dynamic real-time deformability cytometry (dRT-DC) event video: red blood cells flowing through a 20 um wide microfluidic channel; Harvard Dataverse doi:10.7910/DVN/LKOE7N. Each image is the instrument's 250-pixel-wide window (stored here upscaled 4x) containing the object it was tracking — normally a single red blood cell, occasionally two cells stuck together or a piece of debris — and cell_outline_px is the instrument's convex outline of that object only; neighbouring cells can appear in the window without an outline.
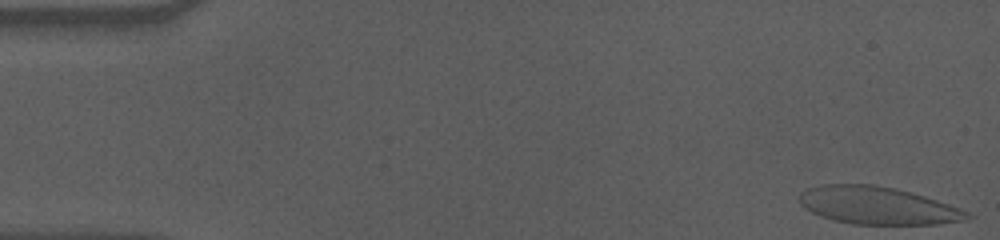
{"species": "human", "species_latin": "Homo sapiens", "temperature_condition": "cold", "stored_images_in_passage": 48, "camera_frame_rate_fps": 3000, "um_per_image_px": 0.085, "donor": {"sex": "male"}, "frame": {"image": 1, "passage_image": 1, "time_ms": 0.0, "image_size_px": [1000, 240], "cell_outline_px": [[976, 216], [968, 220], [936, 224], [852, 224], [832, 220], [820, 216], [804, 208], [800, 204], [800, 196], [808, 188], [824, 184], [872, 184], [896, 188], [912, 192], [960, 208]], "centroid_in_image_um": [74.63, 17.47], "position_along_channel_um": 10.4, "area_um2": 36.82}}
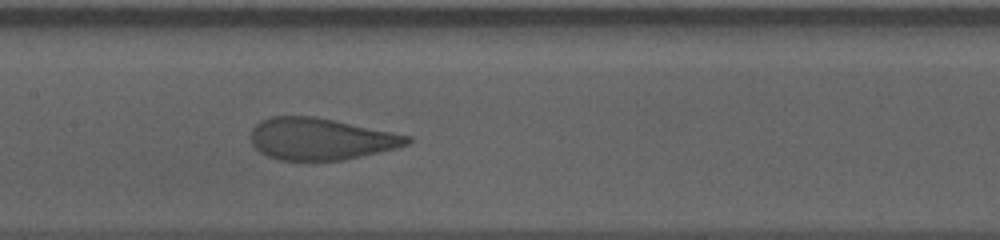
{"frame": {"image": 2, "passage_image": 27, "time_ms": 8.667, "image_size_px": [1000, 240], "cell_outline_px": [[412, 140], [408, 144], [396, 148], [344, 160], [280, 160], [268, 156], [260, 152], [252, 144], [248, 136], [252, 128], [260, 120], [272, 116], [312, 116], [412, 136]], "centroid_in_image_um": [27.21, 11.81], "position_along_channel_um": 180.2, "area_um2": 38.03}}
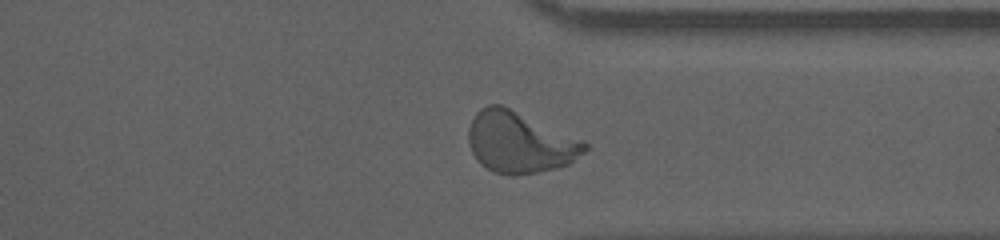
{"frame": {"image": 3, "passage_image": 43, "time_ms": 14.0, "image_size_px": [1000, 240], "cell_outline_px": [[588, 148], [584, 152], [568, 164], [556, 168], [536, 172], [512, 176], [492, 172], [480, 164], [476, 160], [472, 152], [468, 140], [468, 128], [476, 112], [480, 108], [488, 104], [500, 104], [584, 140], [588, 144]], "centroid_in_image_um": [44.15, 12.1], "position_along_channel_um": 367.2, "area_um2": 41.44}, "authors_computed_cell_mechanics": {"area_um2": 39.1306, "velocity_mm_per_s": 3.5269, "shape_relaxation_time_tau1_ms": 6.8641, "shape_relaxation_time_tau2_ms": null, "deformation_change_tau1": 0.2248, "deformation_change_tau2": null}}